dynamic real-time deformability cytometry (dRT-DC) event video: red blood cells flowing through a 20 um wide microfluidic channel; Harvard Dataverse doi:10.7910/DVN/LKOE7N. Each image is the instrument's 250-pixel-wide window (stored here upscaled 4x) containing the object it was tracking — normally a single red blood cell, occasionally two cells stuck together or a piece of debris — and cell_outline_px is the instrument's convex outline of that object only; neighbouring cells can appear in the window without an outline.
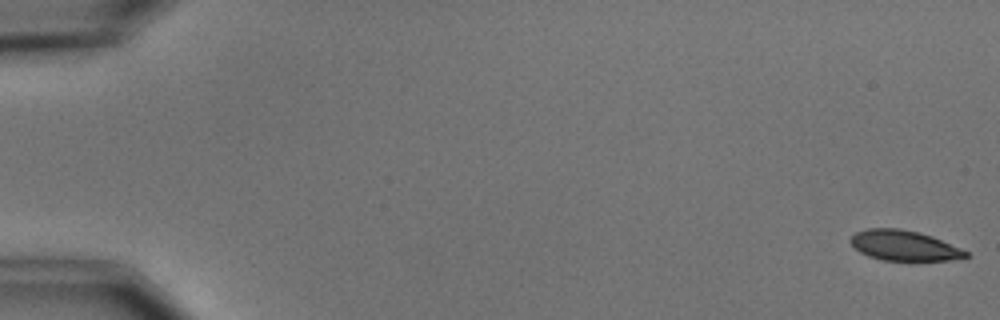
{"species": "common noctule bat (a hibernating species)", "species_latin": "Nyctalus noctula", "temperature_condition": "cold", "stored_images_in_passage": 56, "camera_frame_rate_fps": 3000, "um_per_image_px": 0.085, "animal": {"sex": "male", "body_mass_g": 15.6}, "frame": {"image": 1, "passage_image": 1, "time_ms": 0.0, "image_size_px": [1000, 320], "cell_outline_px": [[968, 256], [944, 260], [888, 260], [872, 256], [856, 248], [852, 244], [852, 236], [856, 232], [872, 228], [892, 228], [916, 232], [940, 240], [968, 252]], "centroid_in_image_um": [76.84, 20.87], "position_along_channel_um": 8.2, "area_um2": 19.13}}
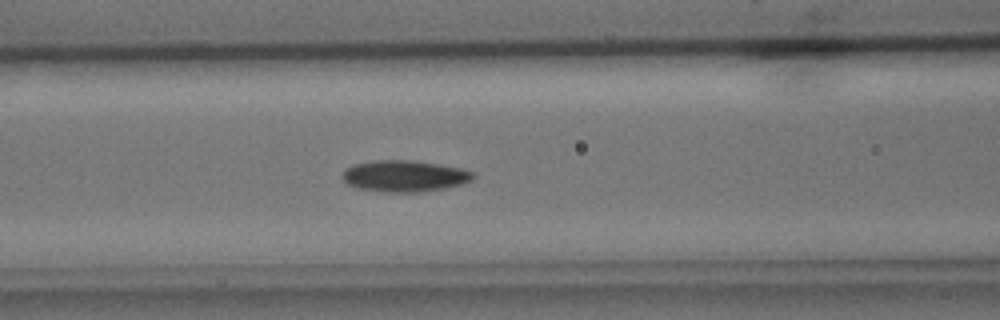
{"frame": {"image": 2, "passage_image": 24, "time_ms": 7.667, "image_size_px": [1000, 320], "cell_outline_px": [[472, 176], [468, 180], [456, 184], [432, 188], [368, 188], [352, 184], [344, 176], [344, 172], [348, 168], [356, 164], [388, 160], [392, 160], [432, 164], [456, 168], [472, 172]], "centroid_in_image_um": [34.37, 14.88], "position_along_channel_um": 132.2, "area_um2": 20.17}}
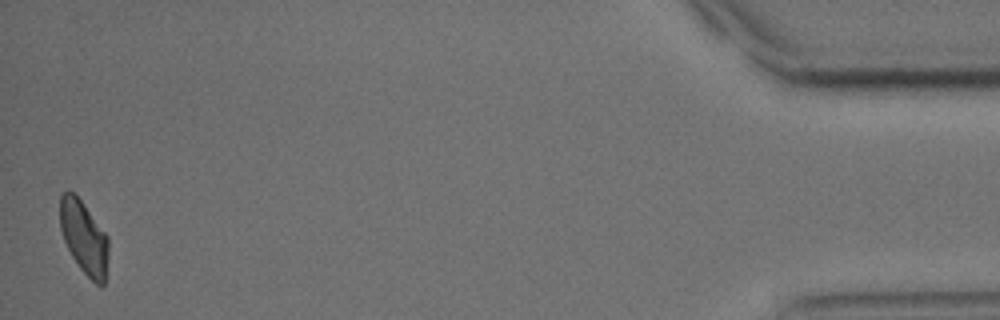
{"frame": {"image": 3, "passage_image": 55, "time_ms": 18.0, "image_size_px": [1000, 320], "cell_outline_px": [[108, 248], [104, 284], [96, 284], [80, 268], [72, 256], [64, 240], [60, 228], [60, 196], [64, 192], [72, 192], [80, 200], [108, 236]], "centroid_in_image_um": [7.13, 20.18], "position_along_channel_um": 428.1, "area_um2": 20.11}, "authors_computed_cell_mechanics": {"area_um2": 20.2589, "velocity_mm_per_s": 3.6614, "shape_relaxation_time_tau1_ms": 7.6445, "shape_relaxation_time_tau2_ms": null, "deformation_change_tau1": 0.1632, "deformation_change_tau2": null}}